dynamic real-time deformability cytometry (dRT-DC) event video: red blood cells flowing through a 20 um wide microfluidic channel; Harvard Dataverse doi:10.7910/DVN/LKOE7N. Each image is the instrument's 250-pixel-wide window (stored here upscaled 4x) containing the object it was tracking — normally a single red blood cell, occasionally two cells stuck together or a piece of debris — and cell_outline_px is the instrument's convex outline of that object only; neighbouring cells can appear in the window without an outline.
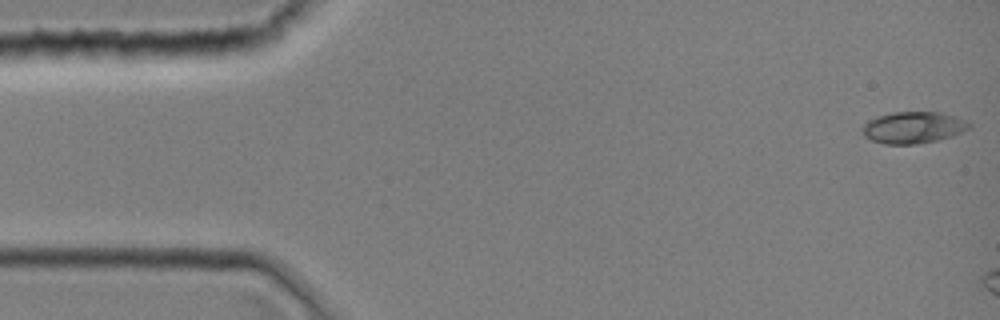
{"species": "common noctule bat (a hibernating species)", "species_latin": "Nyctalus noctula", "temperature_condition": "room temperature", "stored_images_in_passage": 2, "camera_frame_rate_fps": 3000, "um_per_image_px": 0.085, "animal": {"sex": "female", "body_mass_g": 19.0, "forearm_length_mm": 51.5}, "frame": {"image": 1, "passage_image": 1, "time_ms": 0.0, "image_size_px": [1000, 320], "cell_outline_px": [[972, 128], [952, 136], [936, 140], [916, 144], [884, 144], [872, 140], [864, 136], [864, 124], [868, 120], [876, 116], [892, 112], [940, 112], [956, 116], [972, 124]], "centroid_in_image_um": [77.65, 10.83], "position_along_channel_um": 7.3, "area_um2": 19.71}}